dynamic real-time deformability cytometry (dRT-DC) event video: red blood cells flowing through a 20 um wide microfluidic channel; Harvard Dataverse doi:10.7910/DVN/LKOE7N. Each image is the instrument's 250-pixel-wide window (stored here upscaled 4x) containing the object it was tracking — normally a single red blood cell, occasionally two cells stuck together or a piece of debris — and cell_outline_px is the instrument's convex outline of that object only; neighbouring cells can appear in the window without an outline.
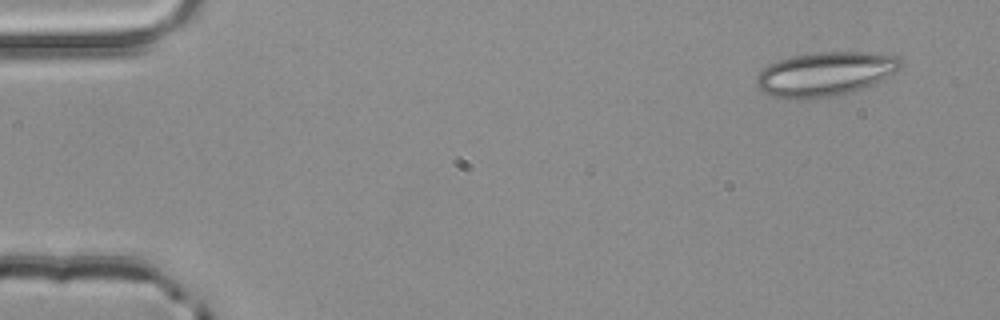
{"species": "common noctule bat (a hibernating species)", "species_latin": "Nyctalus noctula", "temperature_condition": "room temperature", "stored_images_in_passage": 3, "camera_frame_rate_fps": 3000, "um_per_image_px": 0.085, "animal": {"sex": "male", "body_mass_g": 20.4}, "frame": {"image": 1, "passage_image": 1, "time_ms": 0.0, "image_size_px": [1000, 320], "cell_outline_px": [[904, 64], [896, 72], [864, 88], [836, 96], [812, 100], [800, 100], [768, 96], [756, 84], [756, 76], [768, 64], [792, 56], [812, 52], [868, 52], [900, 56]], "centroid_in_image_um": [70.15, 6.3], "position_along_channel_um": 14.9, "area_um2": 37.63}}